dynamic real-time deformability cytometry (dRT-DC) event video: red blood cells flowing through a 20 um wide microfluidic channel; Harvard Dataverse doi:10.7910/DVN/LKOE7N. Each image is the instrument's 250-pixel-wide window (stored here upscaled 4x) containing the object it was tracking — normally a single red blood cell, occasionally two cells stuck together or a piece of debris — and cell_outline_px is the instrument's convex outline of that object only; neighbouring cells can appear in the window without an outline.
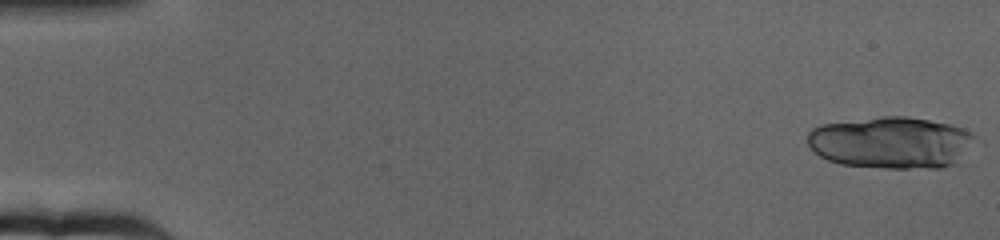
{"species": "human", "species_latin": "Homo sapiens", "temperature_condition": "cold", "stored_images_in_passage": 26, "camera_frame_rate_fps": 3000, "um_per_image_px": 0.085, "donor": {"sex": "female"}, "frame": {"image": 1, "passage_image": 1, "time_ms": 0.0, "image_size_px": [1000, 240], "cell_outline_px": [[984, 144], [956, 164], [940, 168], [884, 168], [840, 164], [828, 160], [820, 156], [808, 144], [808, 132], [812, 128], [820, 124], [884, 116], [904, 116], [928, 120], [948, 124], [964, 128], [972, 132], [984, 140]], "centroid_in_image_um": [75.94, 12.13], "position_along_channel_um": 9.1, "area_um2": 52.02}}
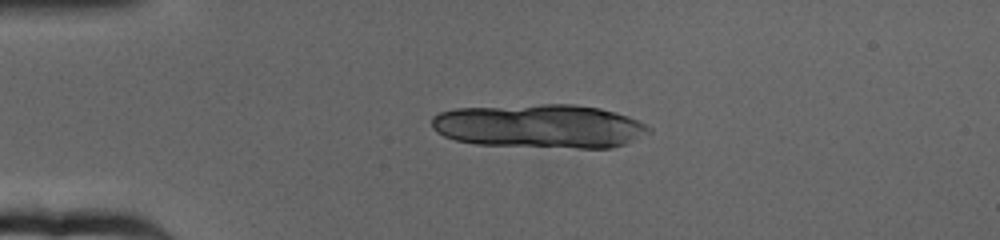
{"frame": {"image": 2, "passage_image": 15, "time_ms": 4.667, "image_size_px": [1000, 240], "cell_outline_px": [[652, 132], [624, 144], [612, 148], [576, 148], [476, 144], [456, 140], [444, 136], [436, 132], [432, 128], [432, 116], [440, 112], [456, 108], [540, 104], [572, 104], [600, 108], [616, 112], [628, 116], [652, 128]], "centroid_in_image_um": [45.87, 10.72], "position_along_channel_um": 39.1, "area_um2": 55.66}}